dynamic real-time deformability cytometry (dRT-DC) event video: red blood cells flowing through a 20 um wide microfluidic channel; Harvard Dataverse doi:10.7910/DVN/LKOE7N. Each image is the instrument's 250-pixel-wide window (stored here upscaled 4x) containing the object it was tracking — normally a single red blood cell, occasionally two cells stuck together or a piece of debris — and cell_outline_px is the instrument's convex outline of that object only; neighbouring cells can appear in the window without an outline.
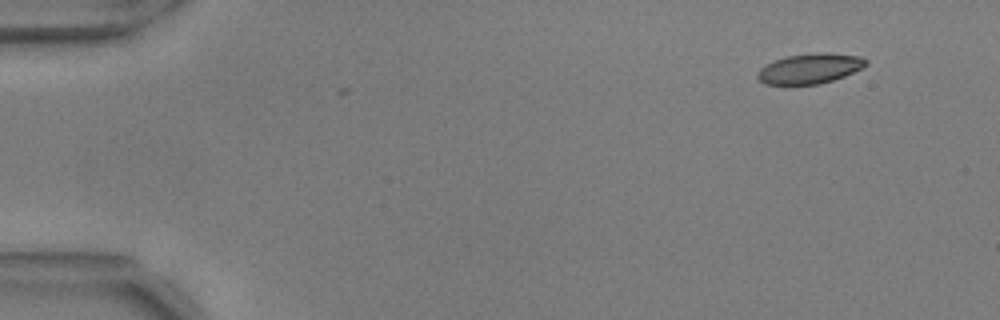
{"species": "common noctule bat (a hibernating species)", "species_latin": "Nyctalus noctula", "temperature_condition": "warm", "stored_images_in_passage": 3, "camera_frame_rate_fps": 3000, "um_per_image_px": 0.085, "animal": {"sex": "male", "body_mass_g": 17.9, "forearm_length_mm": 54.2}, "frame": {"image": 1, "passage_image": 1, "time_ms": 0.0, "image_size_px": [1000, 320], "cell_outline_px": [[868, 64], [844, 76], [820, 84], [764, 84], [756, 76], [756, 72], [760, 68], [776, 60], [788, 56], [824, 52], [860, 56], [868, 60]], "centroid_in_image_um": [68.84, 5.83], "position_along_channel_um": 16.2, "area_um2": 18.73}}